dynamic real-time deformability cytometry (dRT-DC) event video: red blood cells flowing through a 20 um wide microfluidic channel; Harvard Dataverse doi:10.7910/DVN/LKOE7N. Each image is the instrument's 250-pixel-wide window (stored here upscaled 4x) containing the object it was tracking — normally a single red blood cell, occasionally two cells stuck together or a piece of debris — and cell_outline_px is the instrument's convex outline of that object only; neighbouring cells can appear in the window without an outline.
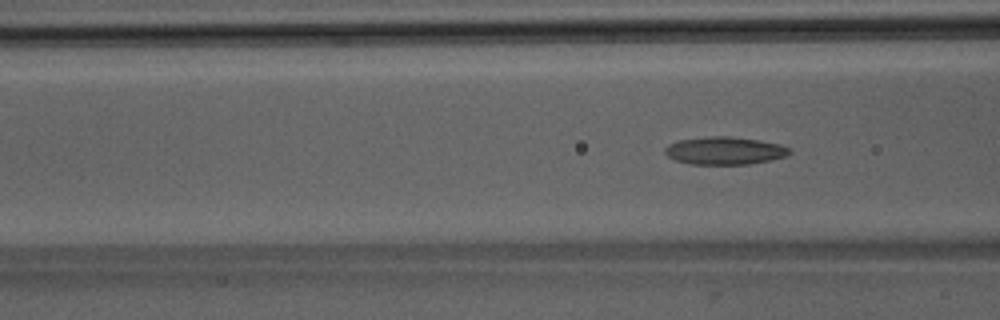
{"species": "Egyptian fruit bat (a non-hibernating species)", "species_latin": "Rousettus aegyptiacus", "temperature_condition": "room temperature", "stored_images_in_passage": 5, "camera_frame_rate_fps": 3000, "um_per_image_px": 0.085, "animal": {"sex": "male"}, "frame": {"image": 1, "passage_image": 5, "time_ms": 5.667, "image_size_px": [1000, 320], "cell_outline_px": [[792, 152], [784, 156], [768, 160], [748, 164], [692, 164], [676, 160], [668, 156], [664, 152], [664, 148], [668, 144], [680, 140], [708, 136], [728, 136], [760, 140], [780, 144], [788, 148]], "centroid_in_image_um": [61.57, 12.8], "position_along_channel_um": 105.0, "area_um2": 19.94}}